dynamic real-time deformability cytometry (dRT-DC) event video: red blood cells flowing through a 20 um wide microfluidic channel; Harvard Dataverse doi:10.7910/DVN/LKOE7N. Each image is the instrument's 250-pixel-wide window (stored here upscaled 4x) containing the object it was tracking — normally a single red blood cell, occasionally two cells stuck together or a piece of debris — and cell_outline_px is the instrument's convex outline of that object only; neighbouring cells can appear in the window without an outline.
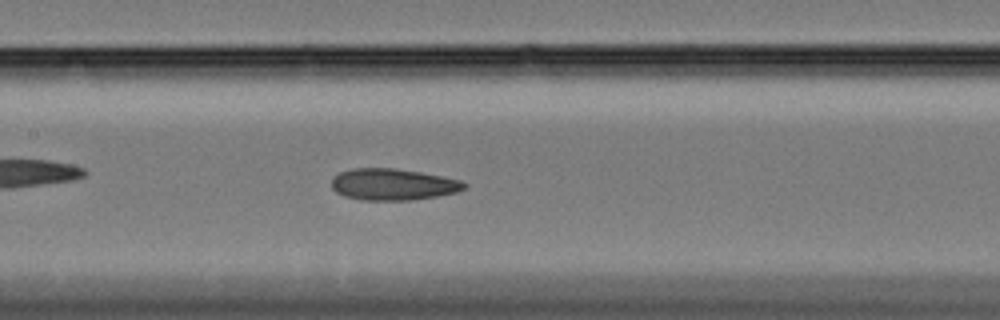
{"species": "Egyptian fruit bat (a non-hibernating species)", "species_latin": "Rousettus aegyptiacus", "temperature_condition": "cold", "stored_images_in_passage": 59, "camera_frame_rate_fps": 3000, "um_per_image_px": 0.085, "animal": {"sex": "female"}, "frame": {"image": 1, "passage_image": 28, "time_ms": 9.0, "image_size_px": [1000, 320], "cell_outline_px": [[468, 184], [464, 188], [456, 192], [436, 196], [412, 200], [360, 200], [344, 196], [336, 192], [332, 188], [332, 180], [340, 172], [352, 168], [392, 168], [420, 172], [460, 180]], "centroid_in_image_um": [33.38, 15.68], "position_along_channel_um": 174.0, "area_um2": 24.22}}
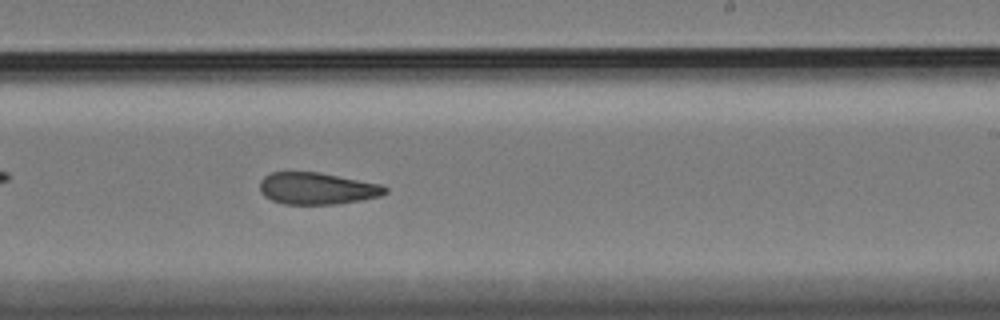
{"frame": {"image": 2, "passage_image": 36, "time_ms": 11.667, "image_size_px": [1000, 320], "cell_outline_px": [[388, 192], [380, 196], [360, 200], [336, 204], [284, 204], [272, 200], [264, 196], [260, 192], [260, 180], [264, 176], [272, 172], [320, 172], [384, 184], [388, 188]], "centroid_in_image_um": [26.98, 16.01], "position_along_channel_um": 262.0, "area_um2": 23.52}}
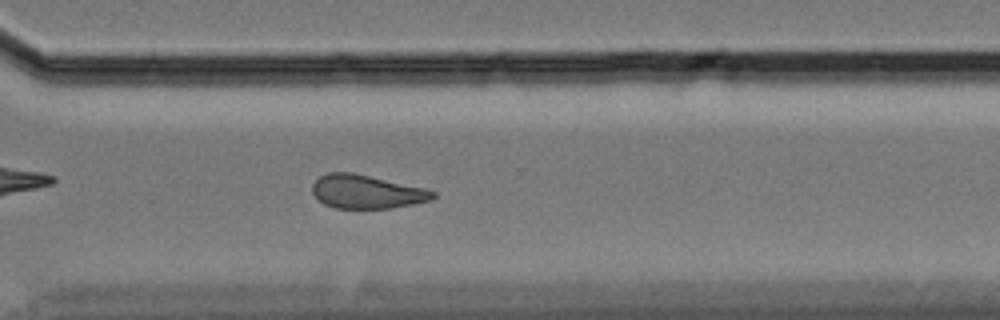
{"frame": {"image": 3, "passage_image": 43, "time_ms": 14.0, "image_size_px": [1000, 320], "cell_outline_px": [[436, 196], [432, 200], [412, 204], [388, 208], [332, 208], [324, 204], [312, 192], [312, 184], [320, 176], [328, 172], [352, 172], [424, 188], [436, 192]], "centroid_in_image_um": [31.14, 16.29], "position_along_channel_um": 339.5, "area_um2": 23.47}, "authors_computed_cell_mechanics": {"area_um2": 24.5072, "velocity_mm_per_s": 3.3207, "shape_relaxation_time_tau1_ms": null, "shape_relaxation_time_tau2_ms": 4.3099, "deformation_change_tau1": null, "deformation_change_tau2": 0.1076}}